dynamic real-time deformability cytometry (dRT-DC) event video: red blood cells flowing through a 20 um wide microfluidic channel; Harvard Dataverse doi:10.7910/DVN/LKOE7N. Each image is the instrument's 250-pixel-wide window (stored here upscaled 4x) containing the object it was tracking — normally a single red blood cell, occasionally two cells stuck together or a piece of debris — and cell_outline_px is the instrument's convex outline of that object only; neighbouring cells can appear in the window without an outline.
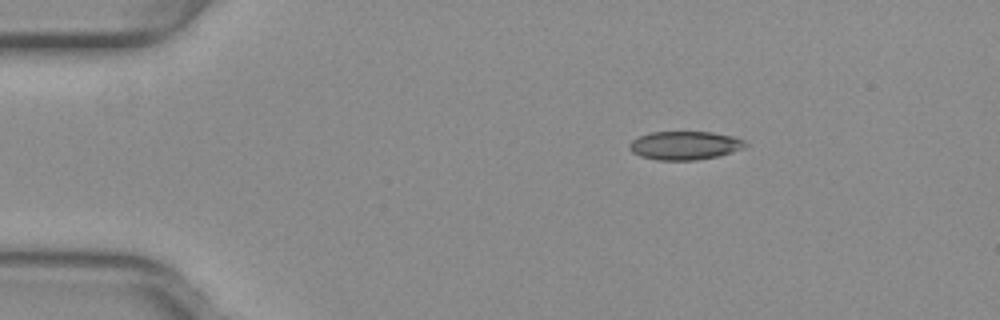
{"species": "common noctule bat (a hibernating species)", "species_latin": "Nyctalus noctula", "temperature_condition": "warm", "stored_images_in_passage": 16, "camera_frame_rate_fps": 3000, "um_per_image_px": 0.085, "animal": {"sex": "female", "body_mass_g": 29.2, "forearm_length_mm": 56.3}, "frame": {"image": 1, "passage_image": 1, "time_ms": 0.0, "image_size_px": [1000, 320], "cell_outline_px": [[748, 144], [744, 148], [720, 156], [696, 160], [656, 160], [640, 156], [632, 152], [628, 148], [628, 144], [632, 140], [648, 132], [712, 132], [732, 136], [744, 140]], "centroid_in_image_um": [58.2, 12.37], "position_along_channel_um": 26.8, "area_um2": 19.42}}
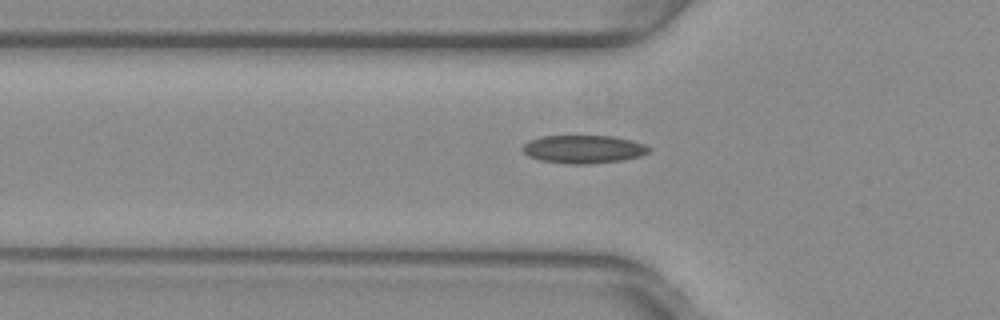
{"frame": {"image": 2, "passage_image": 10, "time_ms": 3.0, "image_size_px": [1000, 320], "cell_outline_px": [[652, 148], [648, 152], [640, 156], [624, 160], [592, 164], [564, 164], [540, 160], [528, 156], [520, 148], [528, 140], [540, 136], [612, 136], [644, 144]], "centroid_in_image_um": [49.56, 12.69], "position_along_channel_um": 76.2, "area_um2": 20.87}}
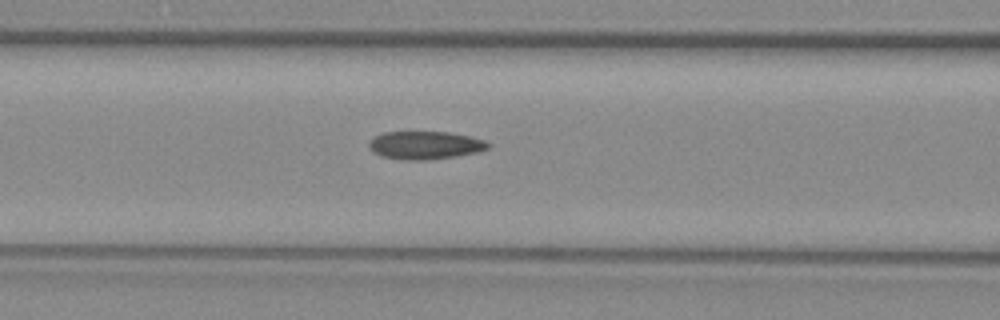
{"frame": {"image": 3, "passage_image": 14, "time_ms": 4.333, "image_size_px": [1000, 320], "cell_outline_px": [[492, 144], [488, 148], [476, 152], [456, 156], [428, 160], [404, 160], [384, 156], [376, 152], [368, 144], [368, 140], [384, 132], [448, 132], [472, 136], [484, 140]], "centroid_in_image_um": [36.18, 12.33], "position_along_channel_um": 130.4, "area_um2": 19.31}}